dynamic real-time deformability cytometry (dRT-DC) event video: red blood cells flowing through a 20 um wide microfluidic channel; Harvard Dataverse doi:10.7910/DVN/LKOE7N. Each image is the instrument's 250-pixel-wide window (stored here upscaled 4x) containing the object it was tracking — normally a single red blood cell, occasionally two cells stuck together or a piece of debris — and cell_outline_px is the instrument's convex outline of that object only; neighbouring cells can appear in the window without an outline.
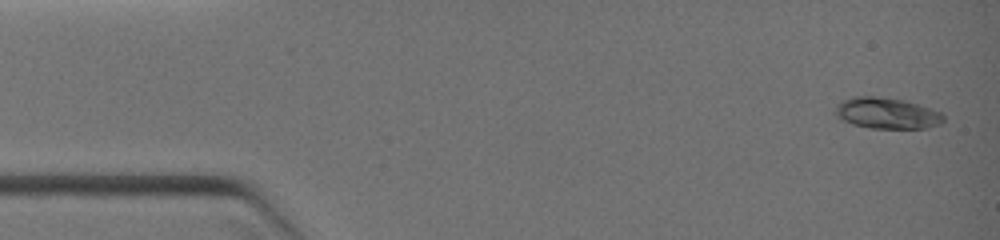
{"species": "common noctule bat (a hibernating species)", "species_latin": "Nyctalus noctula", "temperature_condition": "warm", "stored_images_in_passage": 9, "camera_frame_rate_fps": 3000, "um_per_image_px": 0.085, "animal": {"sex": "female", "body_mass_g": 19.0, "forearm_length_mm": 51.5}, "frame": {"image": 1, "passage_image": 1, "time_ms": 0.0, "image_size_px": [1000, 240], "cell_outline_px": [[944, 120], [940, 124], [924, 128], [872, 128], [856, 124], [844, 120], [836, 116], [836, 104], [840, 100], [852, 96], [876, 96], [904, 100], [932, 108], [940, 112], [944, 116]], "centroid_in_image_um": [75.38, 9.6], "position_along_channel_um": 9.6, "area_um2": 19.54}}
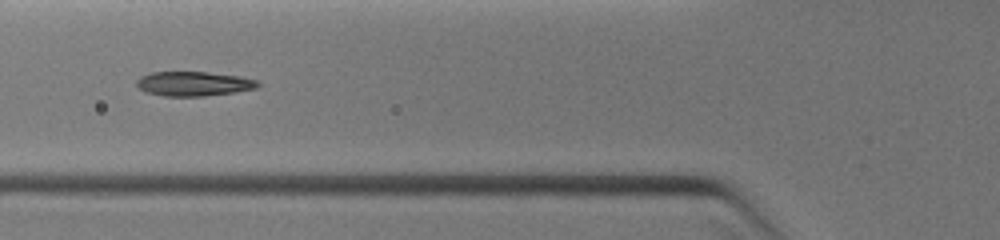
{"frame": {"image": 2, "passage_image": 7, "time_ms": 4.0, "image_size_px": [1000, 240], "cell_outline_px": [[260, 84], [256, 88], [236, 92], [204, 96], [164, 96], [148, 92], [140, 88], [136, 84], [136, 80], [140, 76], [152, 72], [208, 72], [240, 76], [256, 80]], "centroid_in_image_um": [16.47, 7.11], "position_along_channel_um": 109.3, "area_um2": 17.22}}
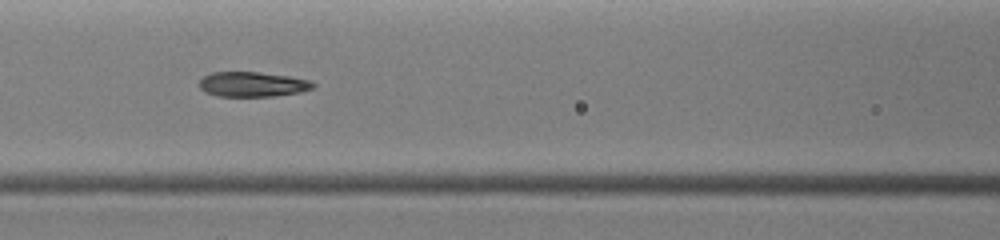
{"frame": {"image": 3, "passage_image": 8, "time_ms": 4.667, "image_size_px": [1000, 240], "cell_outline_px": [[316, 84], [312, 88], [300, 92], [272, 96], [216, 96], [204, 92], [200, 88], [200, 80], [204, 76], [212, 72], [260, 72], [288, 76], [312, 80]], "centroid_in_image_um": [21.47, 7.16], "position_along_channel_um": 145.1, "area_um2": 16.53}}